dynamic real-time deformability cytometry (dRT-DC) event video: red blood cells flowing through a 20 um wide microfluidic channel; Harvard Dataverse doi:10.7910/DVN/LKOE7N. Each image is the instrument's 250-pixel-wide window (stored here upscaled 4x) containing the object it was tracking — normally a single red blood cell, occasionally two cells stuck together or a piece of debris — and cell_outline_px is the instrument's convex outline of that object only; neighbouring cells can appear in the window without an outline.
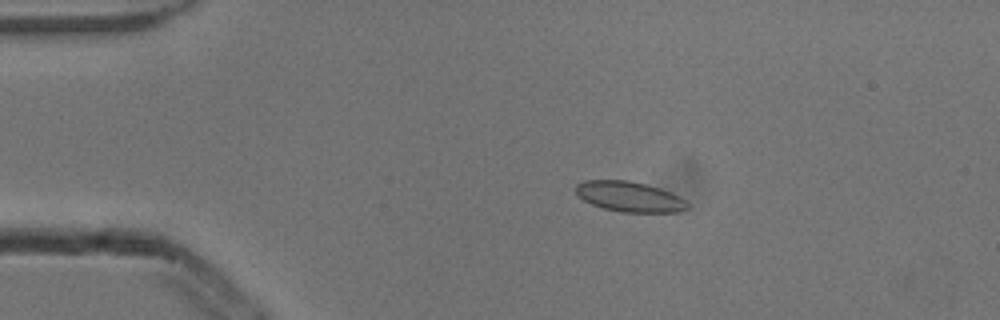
{"species": "common noctule bat (a hibernating species)", "species_latin": "Nyctalus noctula", "temperature_condition": "cold", "stored_images_in_passage": 4, "camera_frame_rate_fps": 3000, "um_per_image_px": 0.085, "animal": {"sex": "male", "body_mass_g": 13.3}, "frame": {"image": 1, "passage_image": 1, "time_ms": 0.0, "image_size_px": [1000, 320], "cell_outline_px": [[688, 208], [680, 212], [620, 212], [604, 208], [592, 204], [584, 200], [576, 192], [576, 184], [584, 180], [628, 180], [660, 188], [684, 200], [688, 204]], "centroid_in_image_um": [53.48, 16.72], "position_along_channel_um": 31.5, "area_um2": 19.42}}
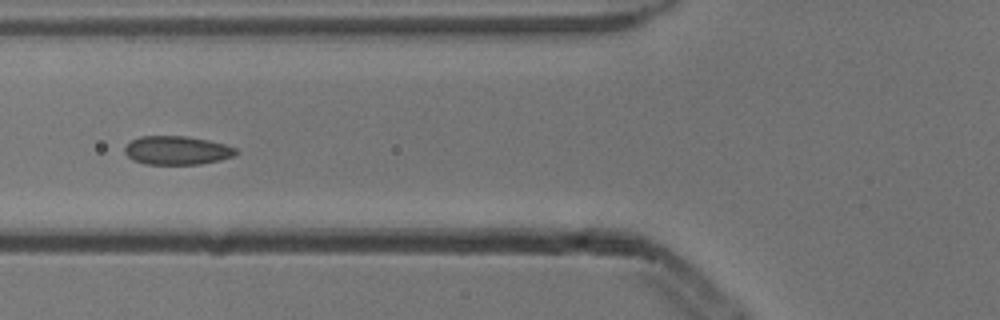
{"frame": {"image": 2, "passage_image": 4, "time_ms": 1.0, "image_size_px": [1000, 320], "cell_outline_px": [[240, 152], [236, 156], [220, 160], [200, 164], [144, 164], [132, 160], [124, 152], [124, 148], [132, 140], [140, 136], [184, 136], [208, 140], [224, 144], [236, 148]], "centroid_in_image_um": [15.07, 12.79], "position_along_channel_um": 110.7, "area_um2": 18.67}}